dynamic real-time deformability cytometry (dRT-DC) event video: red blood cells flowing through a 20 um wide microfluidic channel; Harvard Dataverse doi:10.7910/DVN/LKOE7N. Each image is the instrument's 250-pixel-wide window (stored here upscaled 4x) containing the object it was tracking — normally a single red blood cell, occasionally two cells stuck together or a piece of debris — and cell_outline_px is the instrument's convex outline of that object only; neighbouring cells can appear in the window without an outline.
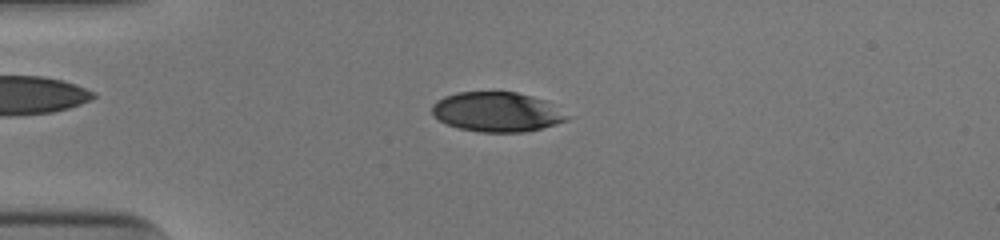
{"species": "human", "species_latin": "Homo sapiens", "temperature_condition": "cold", "stored_images_in_passage": 52, "camera_frame_rate_fps": 3000, "um_per_image_px": 0.085, "donor": {"sex": "male"}, "frame": {"image": 1, "passage_image": 14, "time_ms": 4.333, "image_size_px": [1000, 240], "cell_outline_px": [[572, 116], [568, 120], [556, 124], [524, 132], [480, 132], [460, 128], [448, 124], [440, 120], [432, 112], [432, 104], [436, 100], [444, 96], [456, 92], [516, 92], [532, 96], [544, 100]], "centroid_in_image_um": [42.25, 9.51], "position_along_channel_um": 42.7, "area_um2": 31.15}}
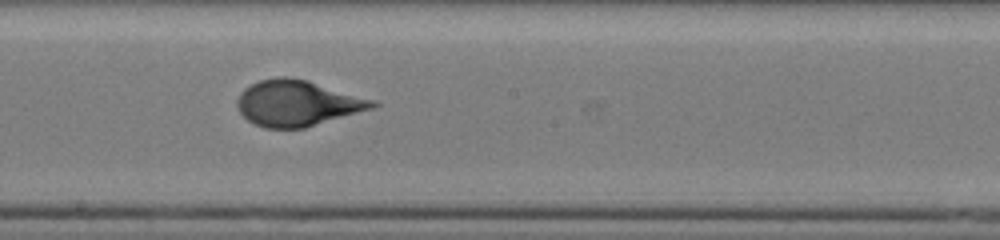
{"frame": {"image": 2, "passage_image": 30, "time_ms": 9.667, "image_size_px": [1000, 240], "cell_outline_px": [[380, 104], [376, 108], [304, 128], [264, 128], [248, 120], [240, 112], [236, 104], [236, 100], [240, 92], [244, 88], [260, 80], [280, 76], [284, 76], [308, 80], [376, 100]], "centroid_in_image_um": [25.31, 8.77], "position_along_channel_um": 222.9, "area_um2": 36.36}}
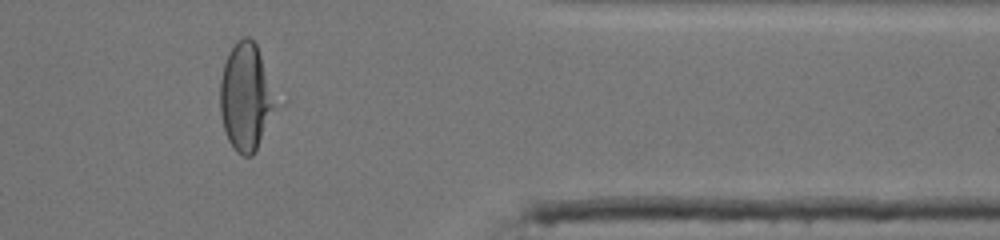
{"frame": {"image": 3, "passage_image": 44, "time_ms": 14.333, "image_size_px": [1000, 240], "cell_outline_px": [[272, 104], [256, 152], [252, 156], [244, 156], [236, 152], [228, 140], [224, 128], [220, 112], [220, 80], [224, 64], [228, 52], [236, 40], [244, 36], [248, 36], [256, 44], [260, 56]], "centroid_in_image_um": [20.76, 8.24], "position_along_channel_um": 390.6, "area_um2": 32.6}, "authors_computed_cell_mechanics": {"area_um2": 35.2291, "velocity_mm_per_s": 3.9504, "shape_relaxation_time_tau1_ms": 4.6905, "shape_relaxation_time_tau2_ms": null, "deformation_change_tau1": 0.2093, "deformation_change_tau2": null}}